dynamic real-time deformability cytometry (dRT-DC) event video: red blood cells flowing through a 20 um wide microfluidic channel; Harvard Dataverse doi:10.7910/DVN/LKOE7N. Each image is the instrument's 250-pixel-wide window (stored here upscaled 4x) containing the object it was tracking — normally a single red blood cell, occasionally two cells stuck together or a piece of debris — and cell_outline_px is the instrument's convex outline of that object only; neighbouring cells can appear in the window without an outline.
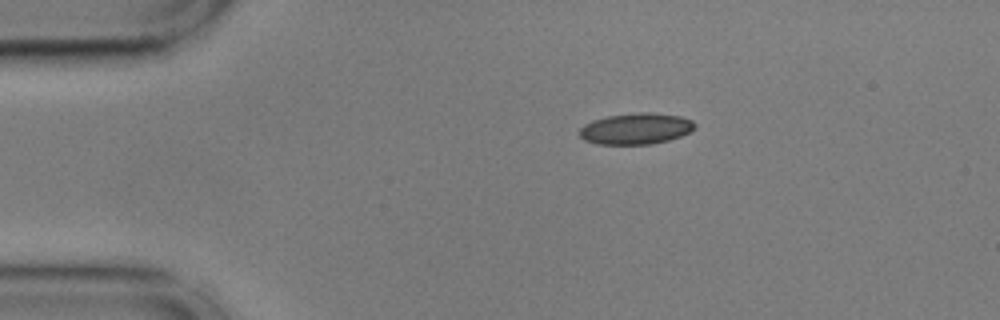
{"species": "common noctule bat (a hibernating species)", "species_latin": "Nyctalus noctula", "temperature_condition": "cold", "stored_images_in_passage": 7, "camera_frame_rate_fps": 3000, "um_per_image_px": 0.085, "animal": {"sex": "male", "body_mass_g": 17.9, "forearm_length_mm": 54.2}, "frame": {"image": 1, "passage_image": 1, "time_ms": 0.0, "image_size_px": [1000, 320], "cell_outline_px": [[696, 128], [680, 136], [668, 140], [652, 144], [596, 144], [584, 140], [580, 136], [580, 128], [584, 124], [592, 120], [608, 116], [640, 112], [648, 112], [680, 116], [692, 120], [696, 124]], "centroid_in_image_um": [54.05, 10.94], "position_along_channel_um": 31.0, "area_um2": 20.92}}